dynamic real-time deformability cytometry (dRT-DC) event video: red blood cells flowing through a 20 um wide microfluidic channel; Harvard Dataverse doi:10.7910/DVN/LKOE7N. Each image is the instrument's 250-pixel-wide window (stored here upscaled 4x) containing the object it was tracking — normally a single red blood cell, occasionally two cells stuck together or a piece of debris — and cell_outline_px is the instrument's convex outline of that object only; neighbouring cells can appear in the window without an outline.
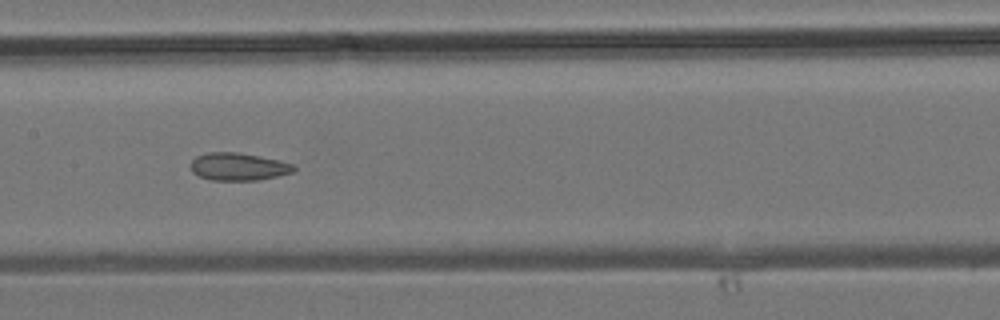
{"species": "common noctule bat (a hibernating species)", "species_latin": "Nyctalus noctula", "temperature_condition": "room temperature", "stored_images_in_passage": 16, "camera_frame_rate_fps": 3000, "um_per_image_px": 0.085, "animal": {"sex": "male", "body_mass_g": 19.2, "forearm_length_mm": 51.8}, "frame": {"image": 1, "passage_image": 13, "time_ms": 4.0, "image_size_px": [1000, 320], "cell_outline_px": [[296, 168], [292, 172], [276, 176], [256, 180], [212, 180], [200, 176], [192, 172], [192, 160], [196, 156], [208, 152], [240, 152], [276, 160], [292, 164]], "centroid_in_image_um": [20.23, 14.16], "position_along_channel_um": 187.2, "area_um2": 16.3}}
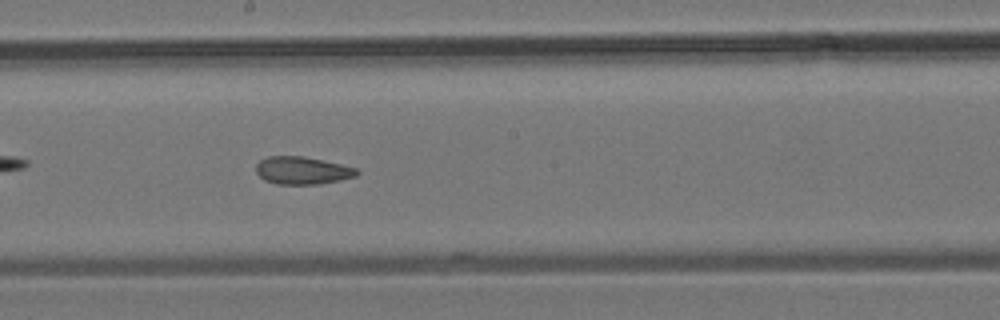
{"frame": {"image": 2, "passage_image": 15, "time_ms": 4.667, "image_size_px": [1000, 320], "cell_outline_px": [[360, 172], [356, 176], [340, 180], [320, 184], [276, 184], [264, 180], [256, 172], [256, 164], [260, 160], [268, 156], [304, 156], [340, 164], [356, 168]], "centroid_in_image_um": [25.68, 14.49], "position_along_channel_um": 222.5, "area_um2": 16.24}}